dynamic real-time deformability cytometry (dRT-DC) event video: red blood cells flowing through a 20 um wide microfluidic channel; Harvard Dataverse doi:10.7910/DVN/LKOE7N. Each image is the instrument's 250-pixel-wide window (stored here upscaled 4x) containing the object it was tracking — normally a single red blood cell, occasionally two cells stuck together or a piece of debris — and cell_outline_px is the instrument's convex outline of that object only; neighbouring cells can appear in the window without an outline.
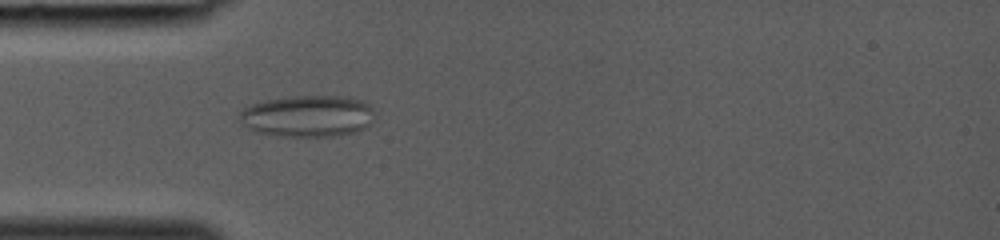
{"species": "common noctule bat (a hibernating species)", "species_latin": "Nyctalus noctula", "temperature_condition": "room temperature", "stored_images_in_passage": 32, "segment_of_instrument_passage": [1, 2], "camera_frame_rate_fps": 3000, "um_per_image_px": 0.085, "animal": {"sex": "female", "body_mass_g": 19.0, "forearm_length_mm": 53.3}, "frame": {"image": 1, "passage_image": 3, "time_ms": 0.667, "image_size_px": [1000, 240], "cell_outline_px": [[376, 112], [372, 120], [364, 128], [356, 132], [336, 136], [280, 136], [256, 132], [240, 124], [240, 112], [244, 108], [252, 104], [264, 100], [288, 96], [348, 96], [364, 100]], "centroid_in_image_um": [26.17, 9.86], "position_along_channel_um": 58.8, "area_um2": 33.18}}
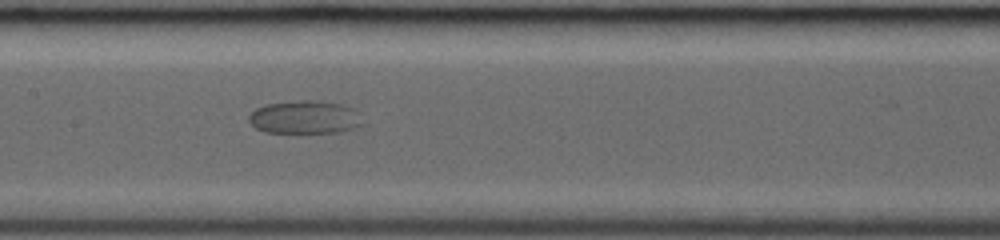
{"frame": {"image": 2, "passage_image": 11, "time_ms": 3.333, "image_size_px": [1000, 240], "cell_outline_px": [[364, 124], [356, 128], [340, 132], [264, 132], [256, 128], [248, 120], [248, 116], [256, 108], [268, 104], [296, 100], [320, 100], [340, 104], [356, 108], [360, 112]], "centroid_in_image_um": [25.98, 9.95], "position_along_channel_um": 181.4, "area_um2": 22.25}}
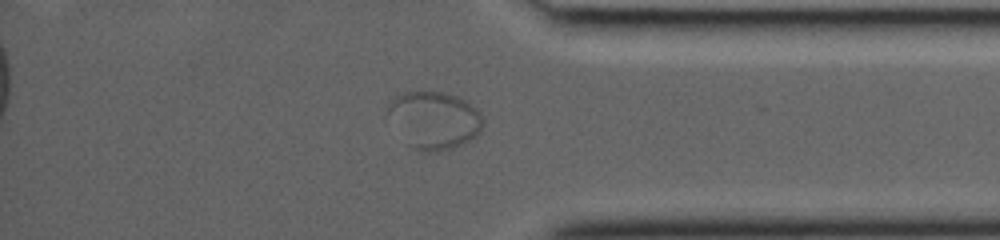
{"frame": {"image": 3, "passage_image": 25, "time_ms": 8.0, "image_size_px": [1000, 240], "cell_outline_px": [[484, 124], [480, 132], [476, 136], [464, 144], [440, 152], [420, 152], [412, 148], [384, 120], [384, 116], [388, 104], [396, 96], [404, 92], [420, 88], [444, 92], [456, 96], [464, 100], [476, 108], [480, 112], [484, 120]], "centroid_in_image_um": [36.82, 10.19], "position_along_channel_um": 398.4, "area_um2": 33.35}}